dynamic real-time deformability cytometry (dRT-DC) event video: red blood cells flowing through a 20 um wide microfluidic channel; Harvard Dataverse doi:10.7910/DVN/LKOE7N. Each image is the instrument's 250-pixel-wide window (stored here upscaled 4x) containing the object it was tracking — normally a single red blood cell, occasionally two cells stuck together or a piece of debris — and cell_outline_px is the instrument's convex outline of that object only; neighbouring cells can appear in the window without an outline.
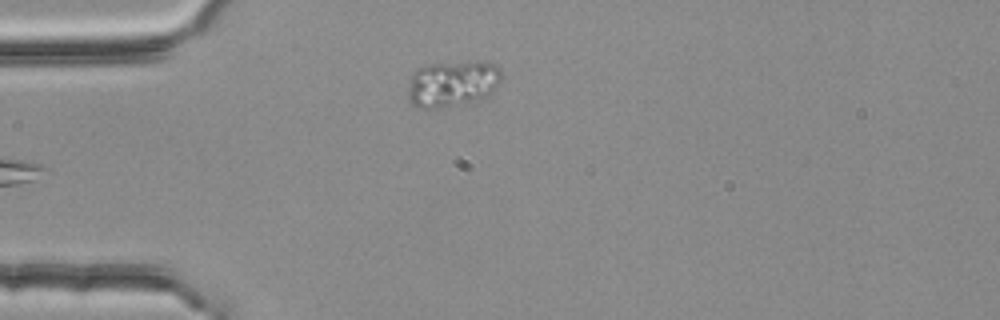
{"species": "common noctule bat (a hibernating species)", "species_latin": "Nyctalus noctula", "temperature_condition": "room temperature", "stored_images_in_passage": 4, "camera_frame_rate_fps": 3000, "um_per_image_px": 0.085, "animal": {"sex": "female", "body_mass_g": 25.1}, "frame": {"image": 1, "passage_image": 4, "time_ms": 1.0, "image_size_px": [1000, 320], "cell_outline_px": [[500, 80], [492, 92], [488, 96], [476, 100], [448, 108], [416, 108], [408, 100], [408, 88], [412, 72], [416, 68], [428, 64], [500, 64]], "centroid_in_image_um": [38.38, 7.17], "position_along_channel_um": 46.6, "area_um2": 24.85}}